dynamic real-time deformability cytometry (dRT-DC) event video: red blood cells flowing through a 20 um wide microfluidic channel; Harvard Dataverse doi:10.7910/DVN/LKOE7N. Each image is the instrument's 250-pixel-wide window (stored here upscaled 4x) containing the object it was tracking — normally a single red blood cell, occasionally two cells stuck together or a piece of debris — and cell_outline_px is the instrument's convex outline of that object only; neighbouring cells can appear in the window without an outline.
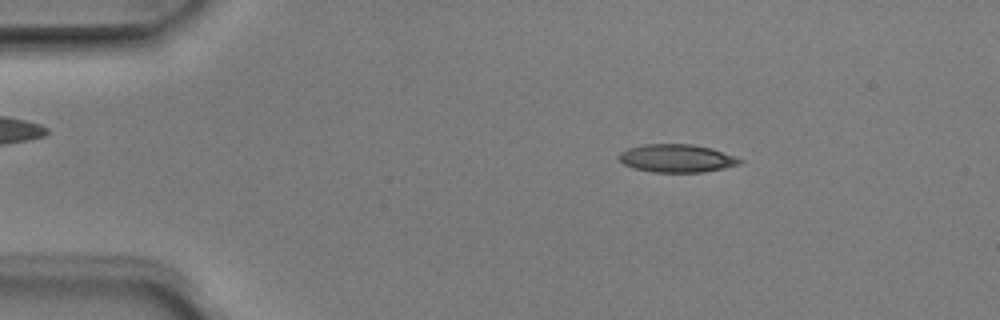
{"species": "Egyptian fruit bat (a non-hibernating species)", "species_latin": "Rousettus aegyptiacus", "temperature_condition": "room temperature", "stored_images_in_passage": 4, "segment_of_instrument_passage": [1, 2], "camera_frame_rate_fps": 3000, "um_per_image_px": 0.085, "animal": {"sex": "male"}, "frame": {"image": 1, "passage_image": 2, "time_ms": 0.333, "image_size_px": [1000, 320], "cell_outline_px": [[744, 160], [740, 164], [724, 168], [704, 172], [652, 172], [632, 168], [624, 164], [616, 156], [620, 152], [628, 148], [644, 144], [692, 144], [712, 148], [736, 156]], "centroid_in_image_um": [57.52, 13.45], "position_along_channel_um": 27.5, "area_um2": 19.94}}